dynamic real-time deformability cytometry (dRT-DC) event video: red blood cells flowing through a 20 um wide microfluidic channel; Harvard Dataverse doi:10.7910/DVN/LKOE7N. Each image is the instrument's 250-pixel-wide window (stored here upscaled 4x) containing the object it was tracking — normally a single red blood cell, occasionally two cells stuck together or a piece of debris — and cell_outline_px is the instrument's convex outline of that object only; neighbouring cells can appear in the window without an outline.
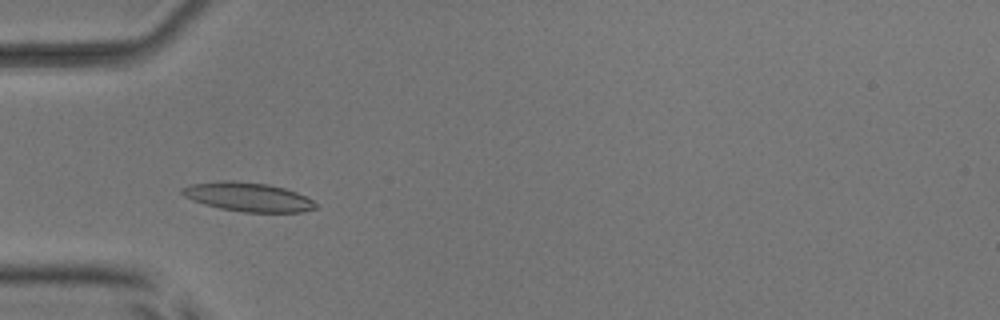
{"species": "common noctule bat (a hibernating species)", "species_latin": "Nyctalus noctula", "temperature_condition": "room temperature", "stored_images_in_passage": 49, "camera_frame_rate_fps": 3000, "um_per_image_px": 0.085, "animal": {"sex": "male", "body_mass_g": 17.9, "forearm_length_mm": 54.2}, "frame": {"image": 1, "passage_image": 13, "time_ms": 4.0, "image_size_px": [1000, 320], "cell_outline_px": [[316, 208], [304, 212], [244, 212], [220, 208], [204, 204], [192, 200], [184, 196], [180, 192], [180, 188], [192, 184], [224, 180], [232, 180], [268, 184], [284, 188], [296, 192], [312, 200], [316, 204]], "centroid_in_image_um": [21.06, 16.74], "position_along_channel_um": 63.9, "area_um2": 22.48}}
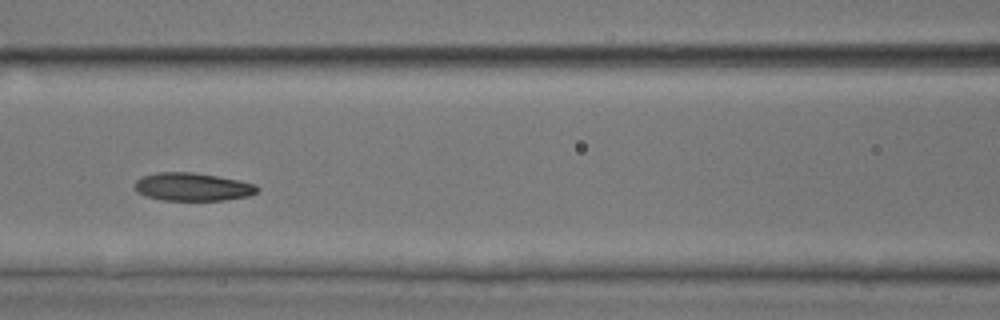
{"frame": {"image": 2, "passage_image": 20, "time_ms": 6.333, "image_size_px": [1000, 320], "cell_outline_px": [[260, 188], [256, 192], [248, 196], [224, 200], [164, 200], [144, 196], [136, 192], [136, 180], [140, 176], [156, 172], [192, 172], [240, 180], [256, 184]], "centroid_in_image_um": [16.35, 15.88], "position_along_channel_um": 150.2, "area_um2": 20.11}}
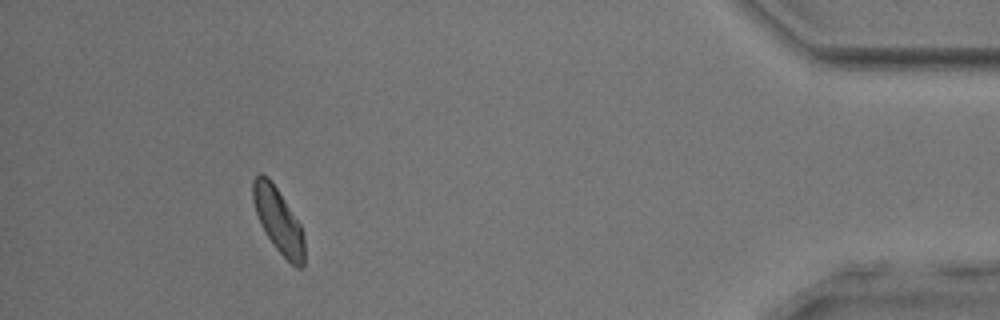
{"frame": {"image": 3, "passage_image": 45, "time_ms": 14.667, "image_size_px": [1000, 320], "cell_outline_px": [[304, 264], [300, 268], [296, 268], [276, 248], [264, 232], [260, 224], [252, 200], [252, 180], [260, 172], [268, 176], [300, 224], [304, 236]], "centroid_in_image_um": [23.64, 18.73], "position_along_channel_um": 411.6, "area_um2": 19.25}, "authors_computed_cell_mechanics": {"area_um2": 20.1144, "velocity_mm_per_s": 3.8214, "shape_relaxation_time_tau1_ms": 3.8439, "shape_relaxation_time_tau2_ms": 4.207, "deformation_change_tau1": 0.0931, "deformation_change_tau2": 0.1041}}